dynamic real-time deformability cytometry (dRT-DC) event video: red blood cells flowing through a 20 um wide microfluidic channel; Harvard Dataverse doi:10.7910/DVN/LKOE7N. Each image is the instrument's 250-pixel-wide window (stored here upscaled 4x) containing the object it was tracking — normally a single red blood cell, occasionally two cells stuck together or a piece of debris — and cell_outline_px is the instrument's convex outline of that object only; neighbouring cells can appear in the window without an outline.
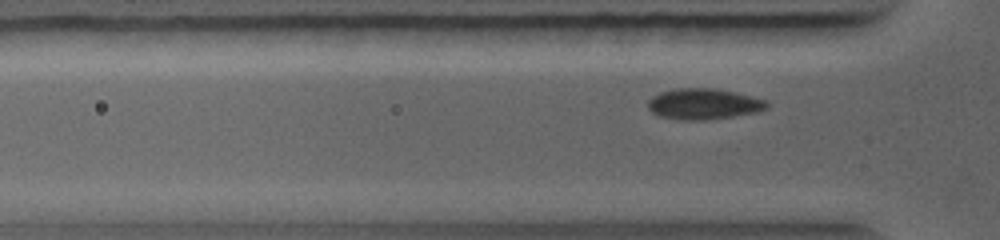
{"species": "common noctule bat (a hibernating species)", "species_latin": "Nyctalus noctula", "temperature_condition": "warm", "stored_images_in_passage": 39, "camera_frame_rate_fps": 5000, "um_per_image_px": 0.085, "animal": {"sex": "female", "body_mass_g": 19.0, "forearm_length_mm": 56.7}, "frame": {"image": 1, "passage_image": 7, "time_ms": 2.0, "image_size_px": [1000, 240], "cell_outline_px": [[772, 104], [768, 108], [756, 112], [732, 116], [700, 120], [688, 120], [660, 116], [652, 112], [648, 108], [648, 100], [652, 96], [660, 92], [676, 88], [716, 88], [768, 100]], "centroid_in_image_um": [59.84, 8.82], "position_along_channel_um": 66.0, "area_um2": 21.33}}
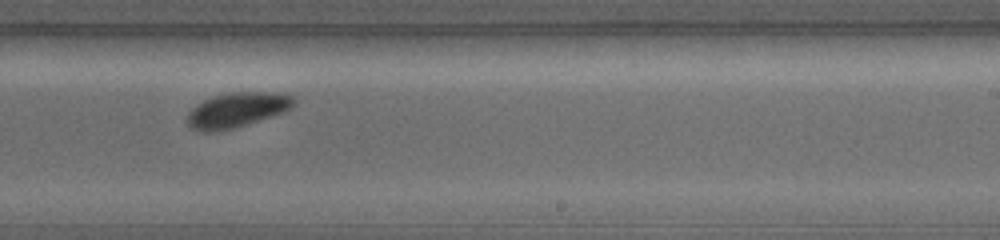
{"frame": {"image": 2, "passage_image": 20, "time_ms": 6.0, "image_size_px": [1000, 240], "cell_outline_px": [[296, 100], [292, 108], [284, 112], [232, 128], [212, 132], [204, 132], [192, 128], [188, 124], [188, 112], [196, 104], [212, 96], [228, 92], [276, 92], [292, 96]], "centroid_in_image_um": [20.14, 9.32], "position_along_channel_um": 268.9, "area_um2": 21.5}}
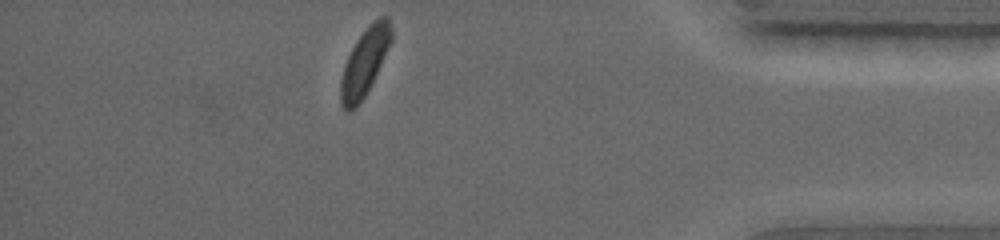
{"frame": {"image": 3, "passage_image": 39, "time_ms": 9.4, "image_size_px": [1000, 240], "cell_outline_px": [[392, 40], [364, 96], [348, 112], [340, 104], [340, 80], [344, 64], [356, 40], [380, 16], [388, 16], [392, 24]], "centroid_in_image_um": [30.98, 5.25], "position_along_channel_um": 404.2, "area_um2": 19.07}}